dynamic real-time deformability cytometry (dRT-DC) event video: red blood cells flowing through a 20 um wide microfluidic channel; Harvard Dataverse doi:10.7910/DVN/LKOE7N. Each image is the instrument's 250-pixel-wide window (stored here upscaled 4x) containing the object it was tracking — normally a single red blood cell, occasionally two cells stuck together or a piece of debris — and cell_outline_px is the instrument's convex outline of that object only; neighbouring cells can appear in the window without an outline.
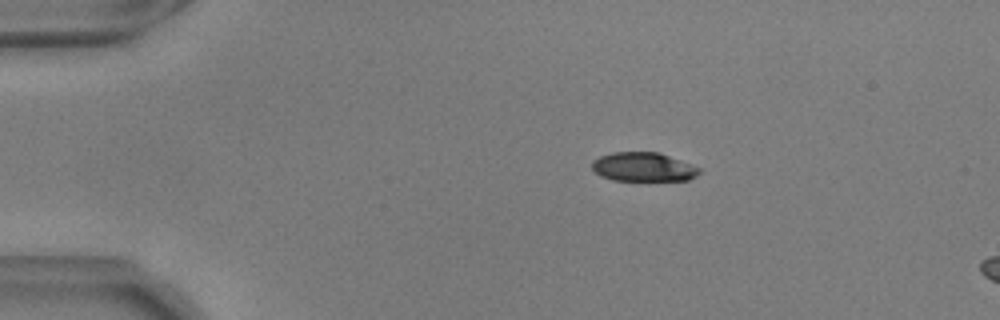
{"species": "common noctule bat (a hibernating species)", "species_latin": "Nyctalus noctula", "temperature_condition": "warm", "stored_images_in_passage": 15, "camera_frame_rate_fps": 3000, "um_per_image_px": 0.085, "animal": {"sex": "male", "body_mass_g": 17.9, "forearm_length_mm": 54.2}, "frame": {"image": 1, "passage_image": 9, "time_ms": 2.667, "image_size_px": [1000, 320], "cell_outline_px": [[700, 172], [696, 176], [688, 180], [612, 180], [600, 176], [592, 168], [592, 160], [600, 156], [612, 152], [660, 152], [700, 168]], "centroid_in_image_um": [54.66, 14.19], "position_along_channel_um": 30.3, "area_um2": 18.09}}